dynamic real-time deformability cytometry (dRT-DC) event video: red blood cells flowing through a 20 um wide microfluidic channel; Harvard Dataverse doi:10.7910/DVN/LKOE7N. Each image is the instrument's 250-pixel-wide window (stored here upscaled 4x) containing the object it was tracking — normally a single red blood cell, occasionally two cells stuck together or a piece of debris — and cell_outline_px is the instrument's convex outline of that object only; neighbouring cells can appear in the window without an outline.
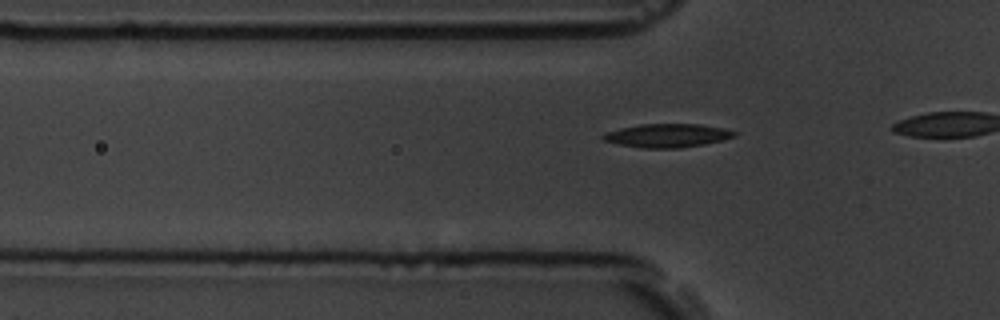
{"species": "common noctule bat (a hibernating species)", "species_latin": "Nyctalus noctula", "temperature_condition": "room temperature", "stored_images_in_passage": 10, "camera_frame_rate_fps": 3000, "um_per_image_px": 0.085, "animal": {"sex": "male", "body_mass_g": 19.5, "forearm_length_mm": 54.6}, "frame": {"image": 1, "passage_image": 4, "time_ms": 1.0, "image_size_px": [1000, 320], "cell_outline_px": [[736, 136], [724, 140], [704, 144], [680, 148], [640, 148], [620, 144], [604, 140], [600, 136], [604, 132], [620, 128], [640, 124], [700, 124], [724, 128], [736, 132]], "centroid_in_image_um": [56.72, 11.52], "position_along_channel_um": 69.1, "area_um2": 18.09}}
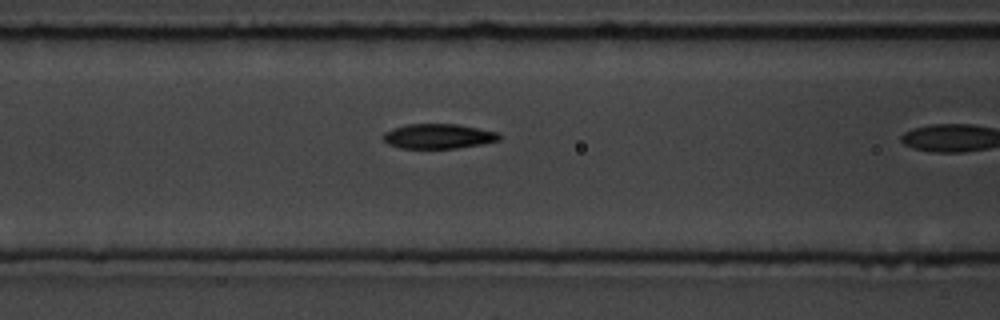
{"frame": {"image": 2, "passage_image": 9, "time_ms": 2.667, "image_size_px": [1000, 320], "cell_outline_px": [[500, 140], [480, 144], [456, 148], [400, 148], [388, 144], [384, 140], [384, 132], [392, 128], [408, 124], [456, 124], [500, 132]], "centroid_in_image_um": [37.26, 11.57], "position_along_channel_um": 129.3, "area_um2": 16.7}}